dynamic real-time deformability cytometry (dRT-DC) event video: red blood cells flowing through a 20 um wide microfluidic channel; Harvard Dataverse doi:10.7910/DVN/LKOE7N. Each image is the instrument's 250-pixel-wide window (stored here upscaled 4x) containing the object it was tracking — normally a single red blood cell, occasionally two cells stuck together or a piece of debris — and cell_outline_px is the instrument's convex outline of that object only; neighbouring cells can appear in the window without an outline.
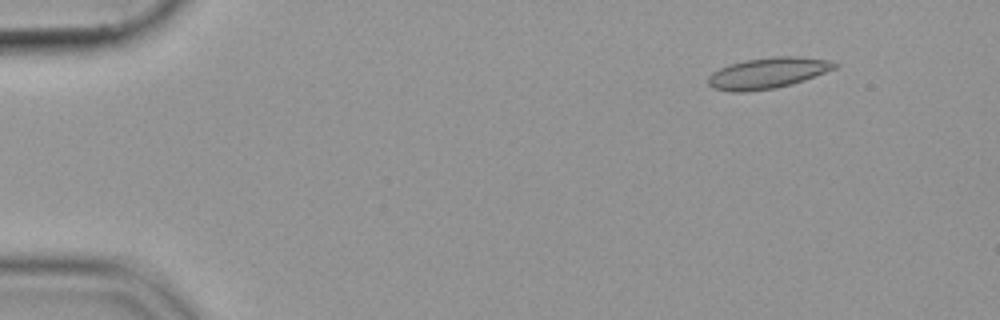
{"species": "common noctule bat (a hibernating species)", "species_latin": "Nyctalus noctula", "temperature_condition": "cold", "stored_images_in_passage": 49, "camera_frame_rate_fps": 3000, "um_per_image_px": 0.085, "animal": {"sex": "female", "body_mass_g": 19.9}, "frame": {"image": 1, "passage_image": 1, "time_ms": 0.0, "image_size_px": [1000, 320], "cell_outline_px": [[840, 64], [836, 68], [804, 80], [792, 84], [776, 88], [748, 92], [732, 92], [712, 88], [708, 84], [708, 76], [712, 72], [728, 64], [744, 60], [772, 56], [796, 56], [832, 60]], "centroid_in_image_um": [65.25, 6.2], "position_along_channel_um": 19.7, "area_um2": 23.12}}
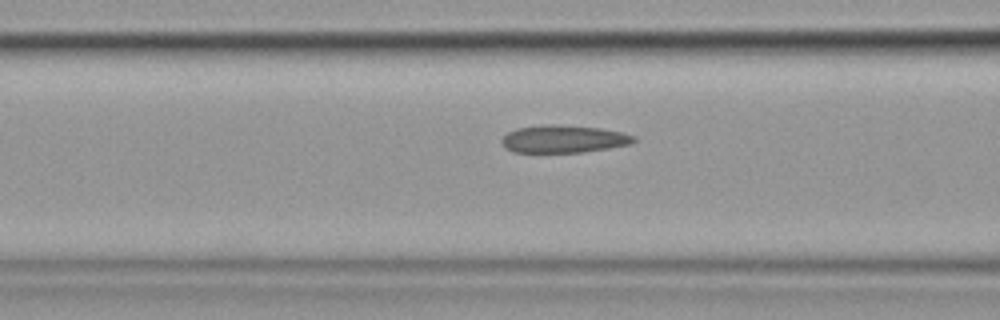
{"frame": {"image": 2, "passage_image": 17, "time_ms": 5.333, "image_size_px": [1000, 320], "cell_outline_px": [[636, 140], [632, 144], [584, 152], [512, 152], [504, 148], [500, 140], [508, 132], [516, 128], [544, 124], [556, 124], [600, 128], [620, 132], [636, 136]], "centroid_in_image_um": [47.88, 11.81], "position_along_channel_um": 118.7, "area_um2": 21.39}}
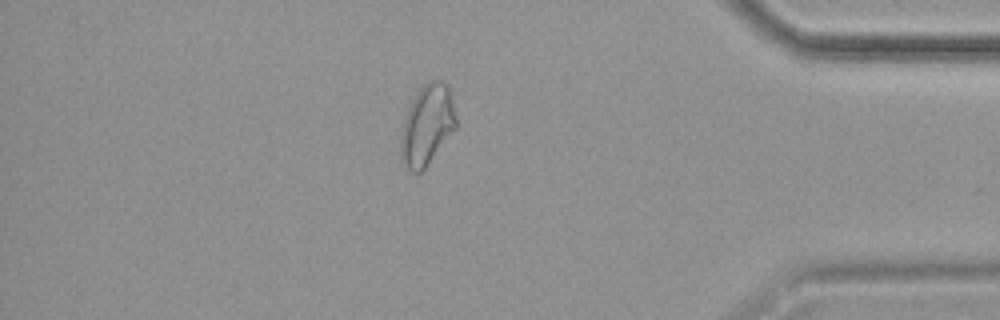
{"frame": {"image": 3, "passage_image": 42, "time_ms": 13.667, "image_size_px": [1000, 320], "cell_outline_px": [[456, 128], [424, 168], [420, 172], [412, 172], [404, 168], [400, 160], [400, 132], [404, 116], [416, 92], [428, 80], [440, 80], [448, 84], [456, 116]], "centroid_in_image_um": [36.26, 10.63], "position_along_channel_um": 398.9, "area_um2": 26.13}}